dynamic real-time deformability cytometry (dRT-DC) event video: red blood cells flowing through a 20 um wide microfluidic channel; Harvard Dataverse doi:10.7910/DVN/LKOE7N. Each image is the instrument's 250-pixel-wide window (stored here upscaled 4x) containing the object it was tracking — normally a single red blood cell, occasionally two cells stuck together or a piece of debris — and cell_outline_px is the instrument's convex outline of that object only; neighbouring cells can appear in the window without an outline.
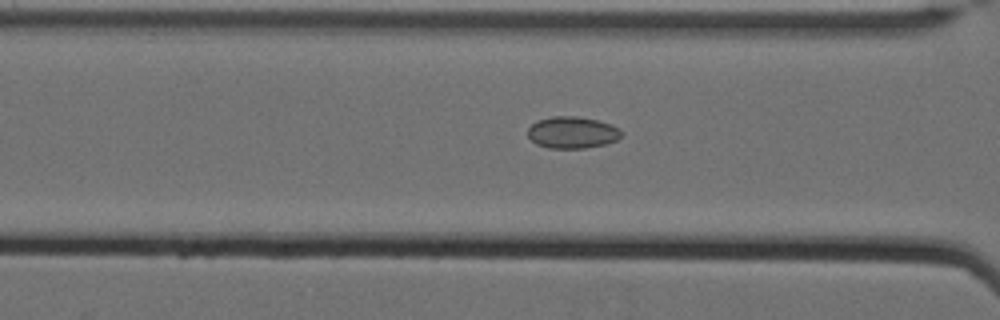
{"species": "Egyptian fruit bat (a non-hibernating species)", "species_latin": "Rousettus aegyptiacus", "temperature_condition": "cold", "stored_images_in_passage": 36, "camera_frame_rate_fps": 3000, "um_per_image_px": 0.085, "animal": {"sex": "female"}, "frame": {"image": 1, "passage_image": 7, "time_ms": 2.0, "image_size_px": [1000, 320], "cell_outline_px": [[620, 136], [616, 140], [604, 144], [584, 148], [548, 148], [536, 144], [528, 136], [528, 128], [536, 120], [552, 116], [576, 116], [596, 120], [612, 124], [620, 132]], "centroid_in_image_um": [48.59, 11.25], "position_along_channel_um": 118.0, "area_um2": 17.17}}
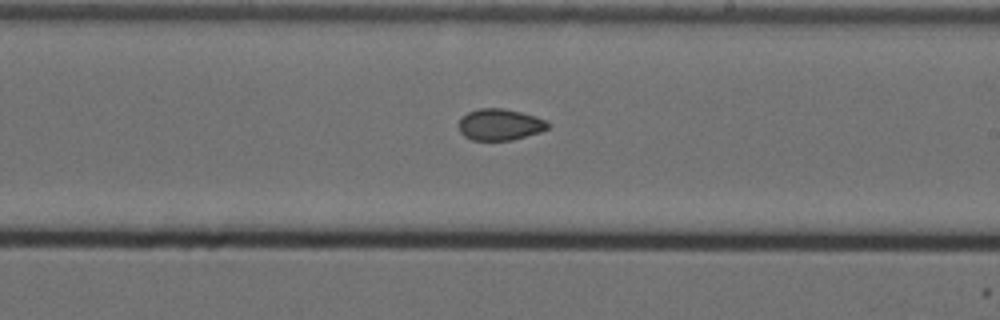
{"frame": {"image": 2, "passage_image": 18, "time_ms": 5.667, "image_size_px": [1000, 320], "cell_outline_px": [[548, 128], [540, 132], [512, 140], [472, 140], [464, 136], [460, 132], [456, 124], [468, 112], [480, 108], [504, 108], [520, 112], [544, 120], [548, 124]], "centroid_in_image_um": [42.43, 10.59], "position_along_channel_um": 246.6, "area_um2": 16.18}}
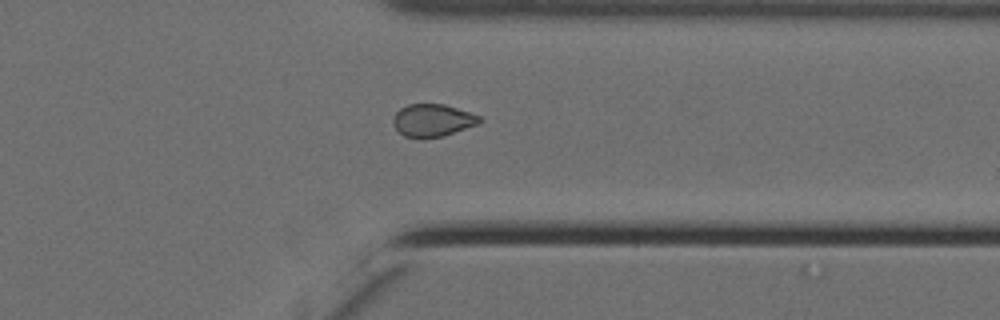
{"frame": {"image": 3, "passage_image": 29, "time_ms": 9.333, "image_size_px": [1000, 320], "cell_outline_px": [[484, 120], [480, 124], [444, 136], [404, 136], [392, 124], [392, 120], [396, 112], [400, 108], [408, 104], [444, 104], [480, 116]], "centroid_in_image_um": [36.8, 10.21], "position_along_channel_um": 374.6, "area_um2": 16.18}}